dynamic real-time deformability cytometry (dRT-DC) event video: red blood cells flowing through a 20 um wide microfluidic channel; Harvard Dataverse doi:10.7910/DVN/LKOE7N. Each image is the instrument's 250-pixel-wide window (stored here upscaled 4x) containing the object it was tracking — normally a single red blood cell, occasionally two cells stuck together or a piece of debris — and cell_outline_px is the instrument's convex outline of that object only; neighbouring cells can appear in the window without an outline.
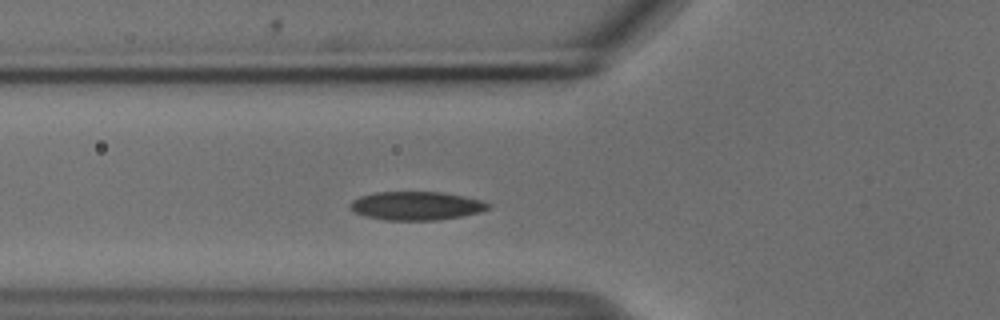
{"species": "common noctule bat (a hibernating species)", "species_latin": "Nyctalus noctula", "temperature_condition": "cold", "stored_images_in_passage": 43, "camera_frame_rate_fps": 3000, "um_per_image_px": 0.085, "animal": {"sex": "male", "body_mass_g": 18.8}, "frame": {"image": 1, "passage_image": 11, "time_ms": 3.333, "image_size_px": [1000, 320], "cell_outline_px": [[492, 208], [480, 212], [460, 216], [436, 220], [384, 220], [364, 216], [352, 212], [348, 208], [348, 204], [352, 200], [360, 196], [376, 192], [444, 192], [484, 200], [492, 204]], "centroid_in_image_um": [35.38, 17.49], "position_along_channel_um": 90.4, "area_um2": 23.35}}
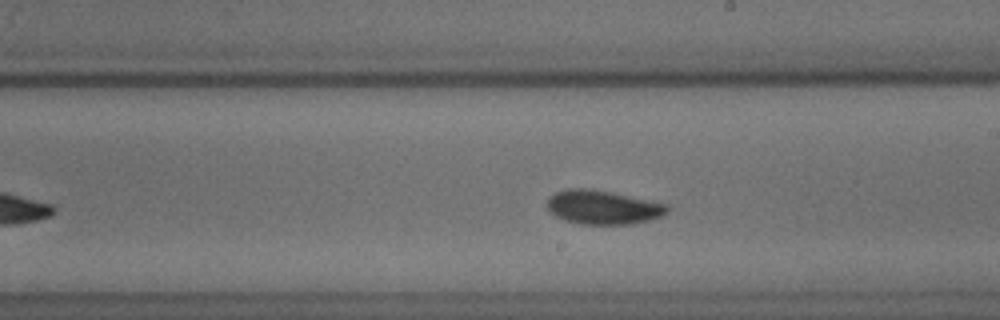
{"frame": {"image": 2, "passage_image": 23, "time_ms": 7.333, "image_size_px": [1000, 320], "cell_outline_px": [[668, 212], [660, 216], [648, 220], [632, 224], [580, 224], [564, 220], [548, 212], [548, 200], [556, 192], [568, 188], [592, 188], [668, 204]], "centroid_in_image_um": [51.23, 17.62], "position_along_channel_um": 237.8, "area_um2": 23.7}}
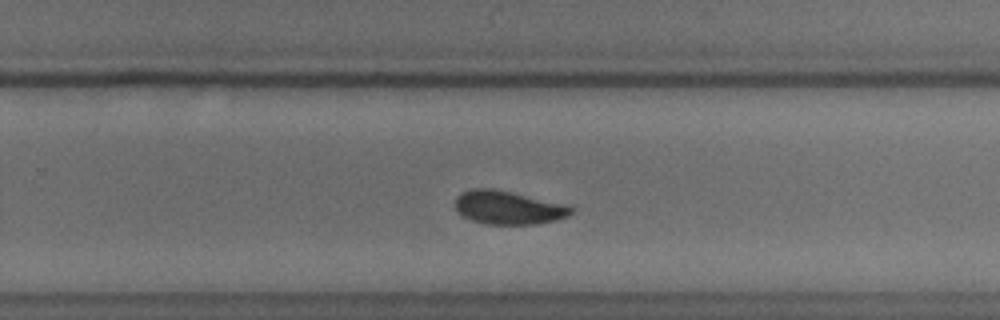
{"frame": {"image": 3, "passage_image": 27, "time_ms": 8.667, "image_size_px": [1000, 320], "cell_outline_px": [[572, 212], [568, 216], [556, 220], [540, 224], [488, 224], [472, 220], [464, 216], [456, 208], [456, 196], [472, 188], [492, 188], [568, 204], [572, 208]], "centroid_in_image_um": [43.24, 17.64], "position_along_channel_um": 286.6, "area_um2": 22.48}, "authors_computed_cell_mechanics": {"area_um2": 22.4842, "velocity_mm_per_s": 3.6799, "shape_relaxation_time_tau1_ms": 3.156, "shape_relaxation_time_tau2_ms": 3.9221, "deformation_change_tau1": 0.1084, "deformation_change_tau2": 0.0759}}